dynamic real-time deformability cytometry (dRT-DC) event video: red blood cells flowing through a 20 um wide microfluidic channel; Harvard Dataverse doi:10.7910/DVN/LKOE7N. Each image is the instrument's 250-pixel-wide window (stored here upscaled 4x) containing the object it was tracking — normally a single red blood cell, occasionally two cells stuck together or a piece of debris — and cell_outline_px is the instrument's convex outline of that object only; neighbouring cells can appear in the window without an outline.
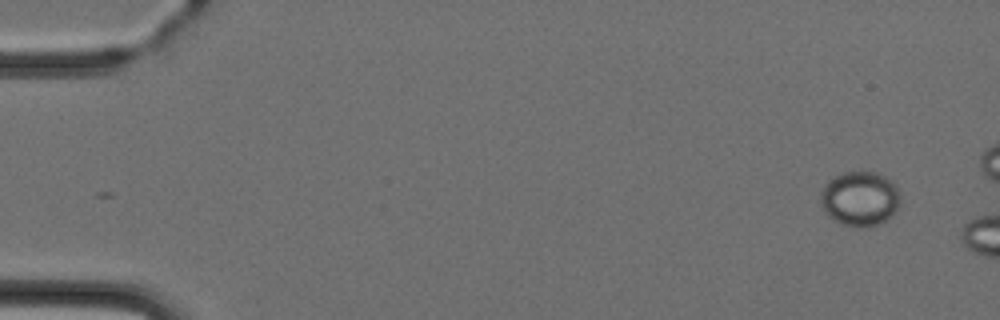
{"species": "Egyptian fruit bat (a non-hibernating species)", "species_latin": "Rousettus aegyptiacus", "temperature_condition": "cold", "stored_images_in_passage": 3, "camera_frame_rate_fps": 3000, "um_per_image_px": 0.085, "animal": {"sex": "female"}, "frame": {"image": 1, "passage_image": 3, "time_ms": 3.333, "image_size_px": [1000, 320], "cell_outline_px": [[900, 204], [892, 216], [888, 220], [868, 228], [860, 228], [840, 224], [832, 220], [824, 212], [820, 204], [820, 192], [824, 184], [828, 180], [844, 172], [872, 172], [884, 176], [892, 180], [896, 184], [900, 192]], "centroid_in_image_um": [73.09, 16.92], "position_along_channel_um": 11.9, "area_um2": 26.07}}